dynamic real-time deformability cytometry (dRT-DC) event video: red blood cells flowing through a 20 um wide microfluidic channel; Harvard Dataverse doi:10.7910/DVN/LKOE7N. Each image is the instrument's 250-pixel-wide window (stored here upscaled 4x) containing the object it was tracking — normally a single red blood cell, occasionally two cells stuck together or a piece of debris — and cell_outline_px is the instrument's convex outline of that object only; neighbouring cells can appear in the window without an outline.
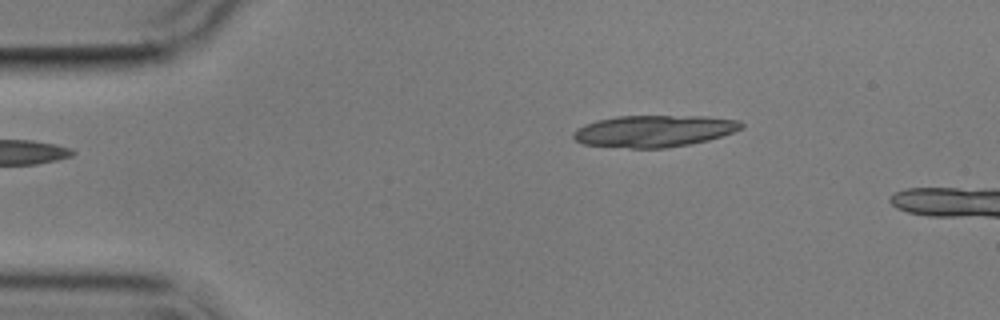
{"species": "common noctule bat (a hibernating species)", "species_latin": "Nyctalus noctula", "temperature_condition": "cold", "stored_images_in_passage": 2, "camera_frame_rate_fps": 3000, "um_per_image_px": 0.085, "animal": {"sex": "male", "body_mass_g": 17.9}, "frame": {"image": 1, "passage_image": 2, "time_ms": 1.333, "image_size_px": [1000, 320], "cell_outline_px": [[744, 128], [708, 140], [688, 144], [664, 148], [628, 148], [584, 144], [576, 140], [572, 136], [572, 132], [576, 128], [584, 124], [596, 120], [616, 116], [708, 116], [740, 120], [744, 124]], "centroid_in_image_um": [55.58, 11.13], "position_along_channel_um": 29.4, "area_um2": 31.21}}